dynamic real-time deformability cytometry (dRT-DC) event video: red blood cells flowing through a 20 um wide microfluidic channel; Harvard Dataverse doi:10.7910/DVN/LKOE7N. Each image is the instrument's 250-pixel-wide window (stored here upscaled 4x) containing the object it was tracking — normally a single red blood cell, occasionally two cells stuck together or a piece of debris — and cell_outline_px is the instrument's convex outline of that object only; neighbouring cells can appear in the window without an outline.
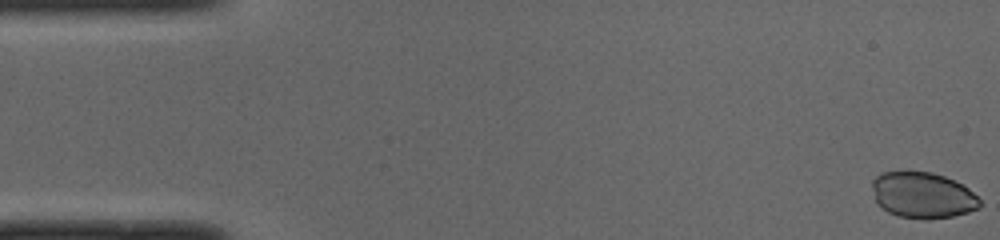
{"species": "common noctule bat (a hibernating species)", "species_latin": "Nyctalus noctula", "temperature_condition": "cold", "stored_images_in_passage": 50, "camera_frame_rate_fps": 3000, "um_per_image_px": 0.085, "animal": {"sex": "male", "body_mass_g": 19.0, "forearm_length_mm": 50.8}, "frame": {"image": 1, "passage_image": 1, "time_ms": 0.0, "image_size_px": [1000, 240], "cell_outline_px": [[980, 208], [968, 212], [952, 216], [928, 220], [900, 216], [888, 212], [876, 204], [872, 188], [872, 180], [880, 172], [932, 172], [944, 176], [968, 188], [980, 200]], "centroid_in_image_um": [78.4, 16.6], "position_along_channel_um": 6.6, "area_um2": 28.84}}
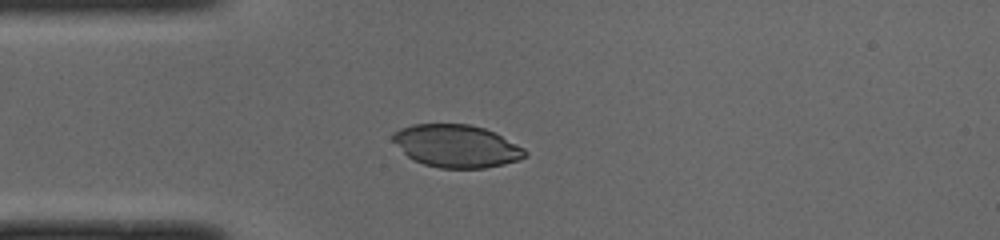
{"frame": {"image": 2, "passage_image": 13, "time_ms": 4.0, "image_size_px": [1000, 240], "cell_outline_px": [[528, 156], [520, 160], [504, 164], [484, 168], [440, 168], [424, 164], [412, 160], [392, 140], [392, 132], [400, 128], [412, 124], [468, 124], [484, 128], [524, 148], [528, 152]], "centroid_in_image_um": [38.79, 12.42], "position_along_channel_um": 46.2, "area_um2": 32.77}}